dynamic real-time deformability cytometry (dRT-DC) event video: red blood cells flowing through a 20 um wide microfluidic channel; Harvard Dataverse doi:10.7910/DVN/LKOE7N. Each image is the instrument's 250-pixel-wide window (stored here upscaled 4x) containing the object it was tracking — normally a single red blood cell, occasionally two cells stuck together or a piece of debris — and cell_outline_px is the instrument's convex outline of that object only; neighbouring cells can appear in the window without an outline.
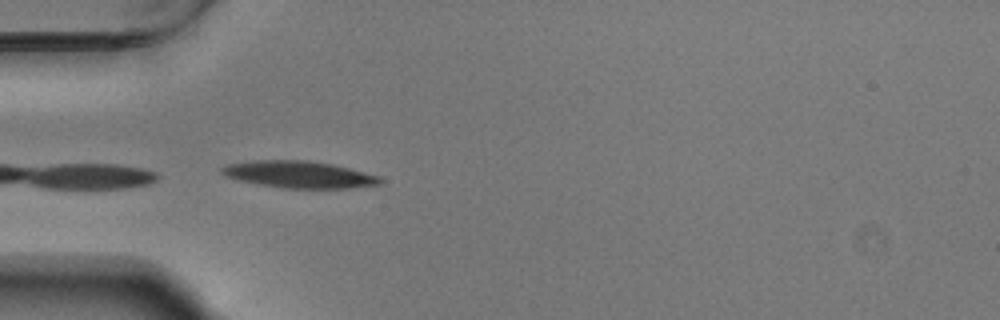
{"species": "Egyptian fruit bat (a non-hibernating species)", "species_latin": "Rousettus aegyptiacus", "temperature_condition": "warm", "stored_images_in_passage": 37, "camera_frame_rate_fps": 3000, "um_per_image_px": 0.085, "animal": {"sex": "male"}, "frame": {"image": 1, "passage_image": 1, "time_ms": 0.0, "image_size_px": [1000, 320], "cell_outline_px": [[384, 180], [380, 184], [348, 188], [284, 188], [236, 180], [224, 176], [220, 172], [220, 168], [224, 164], [252, 160], [308, 160], [332, 164], [380, 176]], "centroid_in_image_um": [25.36, 14.82], "position_along_channel_um": 59.6, "area_um2": 24.97}}